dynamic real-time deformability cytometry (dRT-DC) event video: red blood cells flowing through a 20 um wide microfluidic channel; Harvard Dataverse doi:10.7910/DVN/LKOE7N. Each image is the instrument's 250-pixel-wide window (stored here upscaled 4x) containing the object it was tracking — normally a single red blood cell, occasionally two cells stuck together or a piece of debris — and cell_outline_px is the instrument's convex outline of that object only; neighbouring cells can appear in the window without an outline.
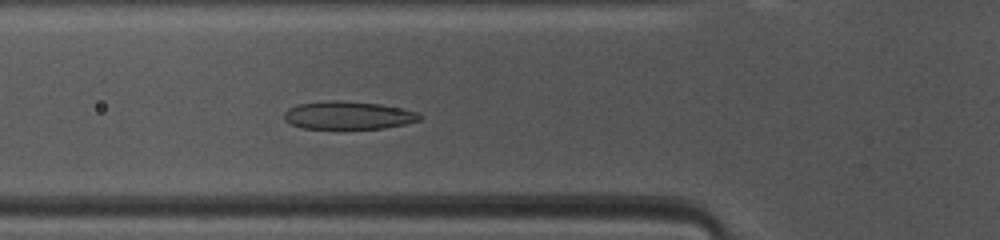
{"species": "common noctule bat (a hibernating species)", "species_latin": "Nyctalus noctula", "temperature_condition": "warm", "stored_images_in_passage": 38, "camera_frame_rate_fps": 3000, "um_per_image_px": 0.085, "animal": {"sex": "female", "body_mass_g": 10.0, "forearm_length_mm": 53.1}, "frame": {"image": 1, "passage_image": 6, "time_ms": 1.667, "image_size_px": [1000, 240], "cell_outline_px": [[420, 120], [404, 124], [384, 128], [300, 128], [284, 120], [284, 112], [288, 108], [296, 104], [328, 100], [340, 100], [380, 104], [400, 108], [416, 112], [420, 116]], "centroid_in_image_um": [29.53, 9.79], "position_along_channel_um": 96.3, "area_um2": 21.96}}
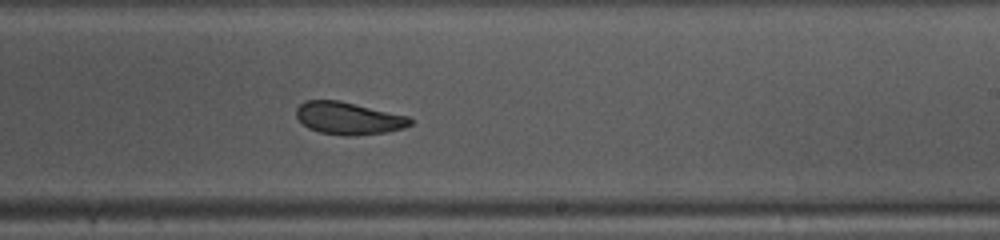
{"frame": {"image": 2, "passage_image": 18, "time_ms": 5.667, "image_size_px": [1000, 240], "cell_outline_px": [[412, 124], [404, 128], [388, 132], [352, 136], [344, 136], [320, 132], [308, 128], [296, 116], [296, 108], [304, 100], [340, 100], [408, 116], [412, 120]], "centroid_in_image_um": [29.63, 10.05], "position_along_channel_um": 259.4, "area_um2": 21.62}}
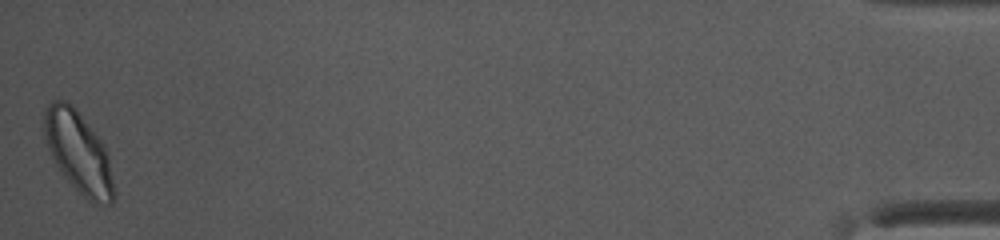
{"frame": {"image": 3, "passage_image": 38, "time_ms": 12.333, "image_size_px": [1000, 240], "cell_outline_px": [[116, 196], [112, 204], [92, 204], [68, 180], [56, 164], [44, 140], [40, 128], [44, 112], [48, 104], [52, 100], [64, 100], [72, 104], [104, 144], [108, 156]], "centroid_in_image_um": [6.65, 12.92], "position_along_channel_um": 428.6, "area_um2": 33.23}, "authors_computed_cell_mechanics": {"area_um2": 22.7732, "velocity_mm_per_s": 4.0648, "shape_relaxation_time_tau1_ms": 3.0694, "shape_relaxation_time_tau2_ms": 1.3873, "deformation_change_tau1": 0.1163, "deformation_change_tau2": 0.0425}}